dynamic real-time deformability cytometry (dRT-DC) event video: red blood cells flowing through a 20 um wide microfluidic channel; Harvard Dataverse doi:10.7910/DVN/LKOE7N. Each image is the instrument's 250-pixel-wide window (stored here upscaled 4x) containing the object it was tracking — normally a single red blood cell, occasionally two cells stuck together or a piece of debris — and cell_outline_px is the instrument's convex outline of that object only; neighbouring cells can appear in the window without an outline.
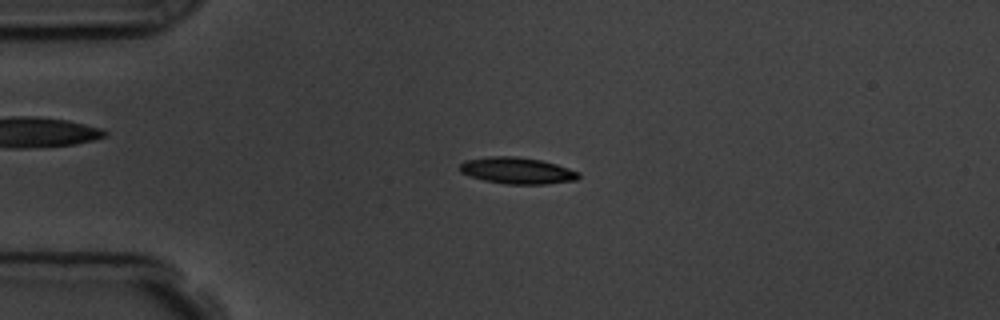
{"species": "common noctule bat (a hibernating species)", "species_latin": "Nyctalus noctula", "temperature_condition": "room temperature", "stored_images_in_passage": 56, "camera_frame_rate_fps": 3000, "um_per_image_px": 0.085, "animal": {"sex": "male", "body_mass_g": 19.5, "forearm_length_mm": 54.6}, "frame": {"image": 1, "passage_image": 13, "time_ms": 4.0, "image_size_px": [1000, 320], "cell_outline_px": [[580, 176], [576, 180], [544, 184], [504, 184], [484, 180], [468, 176], [460, 172], [460, 164], [464, 160], [492, 156], [516, 156], [540, 160], [556, 164], [580, 172]], "centroid_in_image_um": [43.94, 14.5], "position_along_channel_um": 41.1, "area_um2": 18.38}}
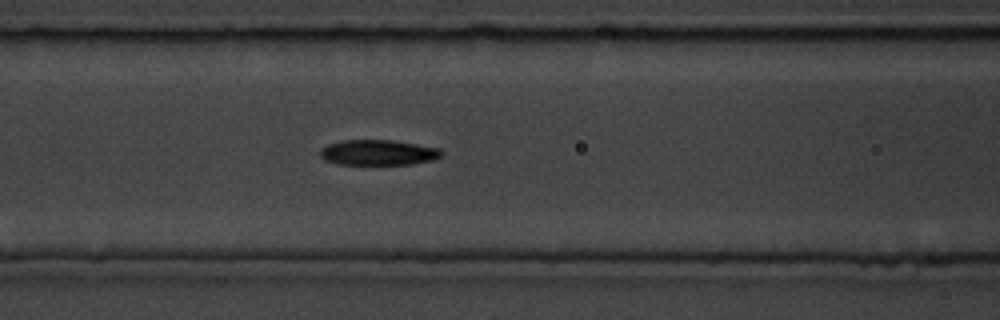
{"frame": {"image": 2, "passage_image": 23, "time_ms": 7.333, "image_size_px": [1000, 320], "cell_outline_px": [[444, 152], [440, 156], [432, 160], [412, 164], [340, 164], [324, 160], [320, 156], [320, 148], [328, 144], [340, 140], [392, 140], [440, 148]], "centroid_in_image_um": [32.13, 12.96], "position_along_channel_um": 134.5, "area_um2": 17.98}}
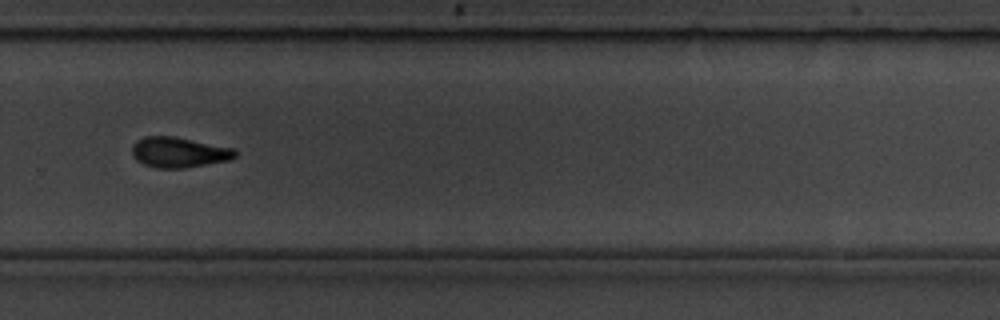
{"frame": {"image": 3, "passage_image": 38, "time_ms": 12.333, "image_size_px": [1000, 320], "cell_outline_px": [[236, 156], [228, 160], [188, 168], [156, 168], [144, 164], [136, 160], [132, 156], [132, 144], [136, 140], [144, 136], [172, 136], [236, 148]], "centroid_in_image_um": [15.19, 12.94], "position_along_channel_um": 314.6, "area_um2": 18.44}, "authors_computed_cell_mechanics": {"area_um2": 18.0047, "velocity_mm_per_s": 3.6105, "shape_relaxation_time_tau1_ms": 3.0556, "shape_relaxation_time_tau2_ms": 3.7385, "deformation_change_tau1": 0.1909, "deformation_change_tau2": 0.1094}}